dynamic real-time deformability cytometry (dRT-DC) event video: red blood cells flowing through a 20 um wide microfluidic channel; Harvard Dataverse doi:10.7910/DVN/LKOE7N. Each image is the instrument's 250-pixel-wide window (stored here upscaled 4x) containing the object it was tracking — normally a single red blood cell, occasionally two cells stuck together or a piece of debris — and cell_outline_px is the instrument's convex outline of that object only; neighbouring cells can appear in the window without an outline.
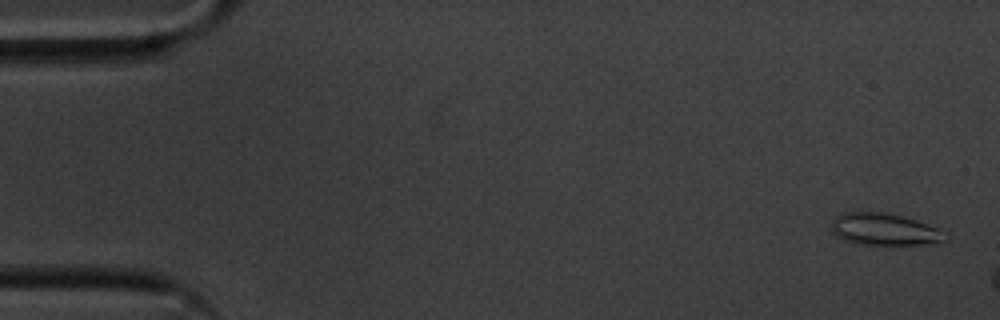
{"species": "common noctule bat (a hibernating species)", "species_latin": "Nyctalus noctula", "temperature_condition": "cold", "stored_images_in_passage": 17, "camera_frame_rate_fps": 3000, "um_per_image_px": 0.085, "animal": {"sex": "male", "body_mass_g": 20.1, "forearm_length_mm": 53.5}, "frame": {"image": 1, "passage_image": 2, "time_ms": 0.333, "image_size_px": [1000, 320], "cell_outline_px": [[948, 240], [936, 244], [860, 244], [844, 240], [836, 236], [832, 232], [832, 220], [836, 216], [844, 212], [884, 212], [916, 220], [936, 228], [948, 236]], "centroid_in_image_um": [75.17, 19.5], "position_along_channel_um": 9.8, "area_um2": 21.1}}
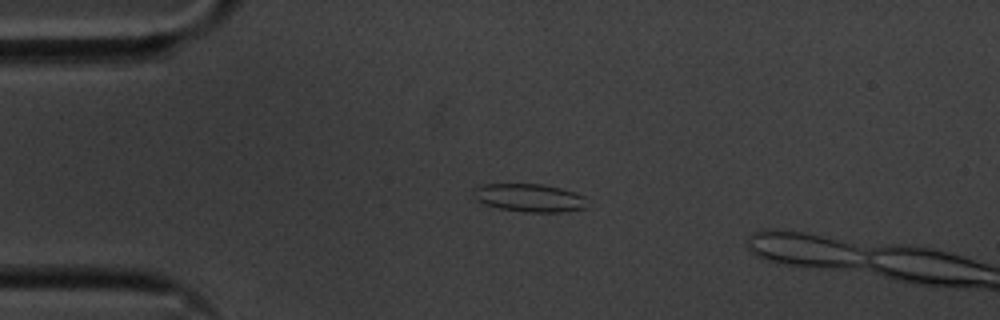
{"frame": {"image": 2, "passage_image": 13, "time_ms": 4.0, "image_size_px": [1000, 320], "cell_outline_px": [[588, 208], [560, 212], [524, 212], [500, 208], [484, 204], [476, 200], [472, 188], [484, 184], [540, 184], [560, 188], [576, 192], [584, 196]], "centroid_in_image_um": [45.01, 16.81], "position_along_channel_um": 40.0, "area_um2": 18.67}}